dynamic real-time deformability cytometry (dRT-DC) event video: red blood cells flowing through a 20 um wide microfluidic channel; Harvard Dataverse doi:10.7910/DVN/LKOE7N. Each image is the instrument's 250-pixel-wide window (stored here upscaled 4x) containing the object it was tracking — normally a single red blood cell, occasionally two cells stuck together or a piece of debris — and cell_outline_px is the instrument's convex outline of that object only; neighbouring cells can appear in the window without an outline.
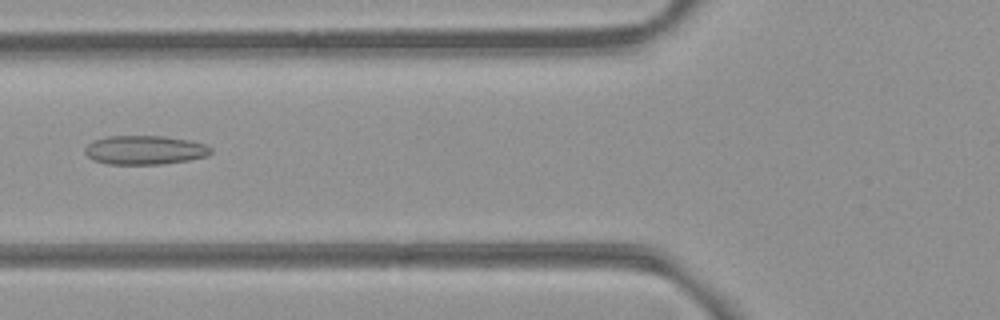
{"species": "common noctule bat (a hibernating species)", "species_latin": "Nyctalus noctula", "temperature_condition": "room temperature", "stored_images_in_passage": 54, "camera_frame_rate_fps": 3000, "um_per_image_px": 0.085, "animal": {"sex": "female", "body_mass_g": 21.9}, "frame": {"image": 1, "passage_image": 20, "time_ms": 6.333, "image_size_px": [1000, 320], "cell_outline_px": [[212, 152], [208, 156], [188, 160], [164, 164], [108, 164], [92, 160], [84, 152], [84, 148], [92, 140], [108, 136], [164, 136], [188, 140], [204, 144], [212, 148]], "centroid_in_image_um": [12.29, 12.75], "position_along_channel_um": 113.5, "area_um2": 21.39}}
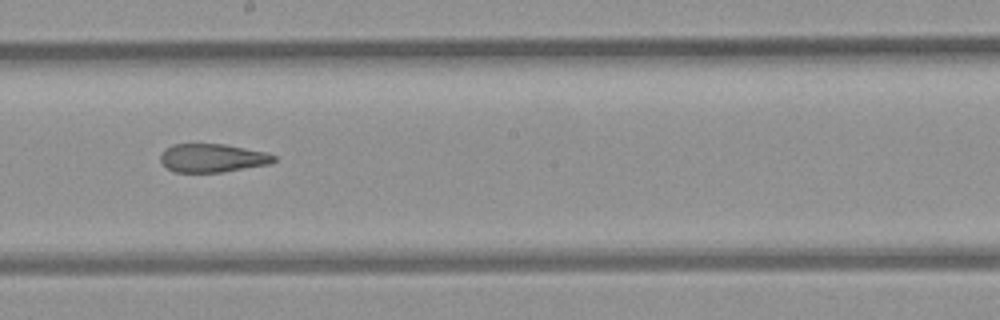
{"frame": {"image": 2, "passage_image": 29, "time_ms": 9.333, "image_size_px": [1000, 320], "cell_outline_px": [[276, 160], [272, 164], [220, 172], [176, 172], [168, 168], [160, 160], [160, 156], [172, 144], [224, 144], [268, 152], [276, 156]], "centroid_in_image_um": [18.13, 13.43], "position_along_channel_um": 230.1, "area_um2": 18.73}}
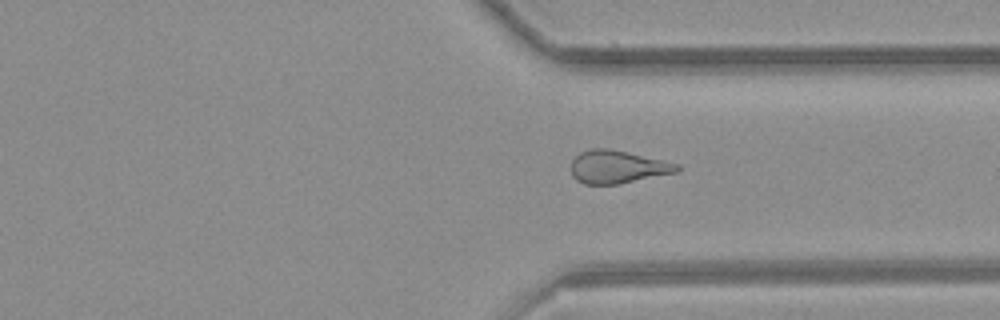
{"frame": {"image": 3, "passage_image": 39, "time_ms": 12.667, "image_size_px": [1000, 320], "cell_outline_px": [[680, 168], [676, 172], [620, 184], [584, 184], [576, 180], [572, 176], [572, 160], [580, 152], [592, 148], [608, 148], [628, 152], [680, 164]], "centroid_in_image_um": [52.48, 14.18], "position_along_channel_um": 358.9, "area_um2": 20.29}}